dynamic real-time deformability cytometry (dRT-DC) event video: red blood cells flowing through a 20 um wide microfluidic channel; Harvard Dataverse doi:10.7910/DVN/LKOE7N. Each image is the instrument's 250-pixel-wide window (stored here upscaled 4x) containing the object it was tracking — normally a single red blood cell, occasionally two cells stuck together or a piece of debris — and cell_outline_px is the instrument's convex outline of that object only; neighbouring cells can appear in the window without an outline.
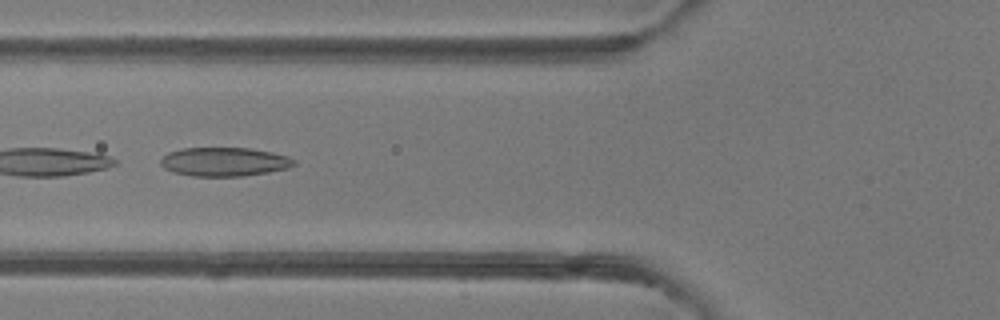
{"species": "common noctule bat (a hibernating species)", "species_latin": "Nyctalus noctula", "temperature_condition": "room temperature", "stored_images_in_passage": 6, "camera_frame_rate_fps": 3000, "um_per_image_px": 0.085, "animal": {"sex": "female"}, "frame": {"image": 1, "passage_image": 6, "time_ms": 5.667, "image_size_px": [1000, 320], "cell_outline_px": [[296, 164], [288, 168], [268, 172], [244, 176], [192, 176], [172, 172], [164, 168], [160, 164], [160, 160], [168, 152], [184, 148], [248, 148], [272, 152], [288, 156], [296, 160]], "centroid_in_image_um": [19.07, 13.75], "position_along_channel_um": 106.7, "area_um2": 22.48}}